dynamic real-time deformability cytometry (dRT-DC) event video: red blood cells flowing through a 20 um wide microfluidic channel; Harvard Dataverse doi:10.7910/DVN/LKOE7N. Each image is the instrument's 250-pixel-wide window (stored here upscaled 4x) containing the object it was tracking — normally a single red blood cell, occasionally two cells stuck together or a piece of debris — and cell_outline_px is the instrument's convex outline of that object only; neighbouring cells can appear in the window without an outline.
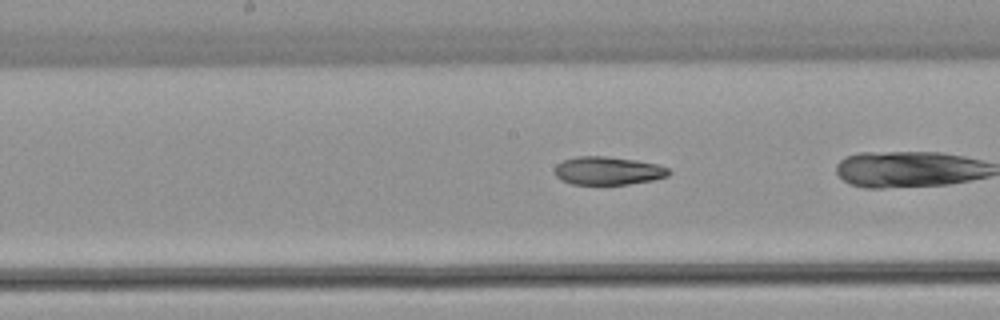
{"species": "common noctule bat (a hibernating species)", "species_latin": "Nyctalus noctula", "temperature_condition": "warm", "stored_images_in_passage": 46, "camera_frame_rate_fps": 3000, "um_per_image_px": 0.085, "animal": {"sex": "female", "body_mass_g": 22.7, "forearm_length_mm": 54.2}, "frame": {"image": 1, "passage_image": 25, "time_ms": 8.0, "image_size_px": [1000, 320], "cell_outline_px": [[672, 172], [668, 176], [652, 180], [628, 184], [572, 184], [560, 180], [556, 176], [556, 164], [564, 160], [576, 156], [604, 156], [636, 160], [656, 164], [668, 168]], "centroid_in_image_um": [51.68, 14.51], "position_along_channel_um": 196.5, "area_um2": 18.67}, "authors_computed_cell_mechanics": {"area_um2": 19.4497, "velocity_mm_per_s": 3.8437, "shape_relaxation_time_tau1_ms": 6.7254, "shape_relaxation_time_tau2_ms": null, "deformation_change_tau1": 0.2818, "deformation_change_tau2": null}}